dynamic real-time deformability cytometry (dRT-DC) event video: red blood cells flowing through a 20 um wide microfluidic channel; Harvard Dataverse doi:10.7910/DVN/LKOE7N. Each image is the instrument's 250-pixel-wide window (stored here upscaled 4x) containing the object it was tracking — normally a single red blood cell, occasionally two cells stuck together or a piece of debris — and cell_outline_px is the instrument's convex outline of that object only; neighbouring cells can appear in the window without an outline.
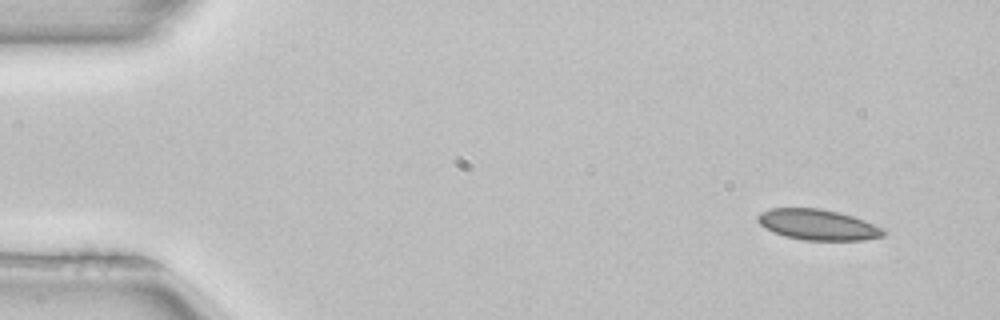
{"species": "common noctule bat (a hibernating species)", "species_latin": "Nyctalus noctula", "temperature_condition": "room temperature", "stored_images_in_passage": 5, "camera_frame_rate_fps": 3000, "um_per_image_px": 0.085, "animal": {"sex": "female", "body_mass_g": 22.7, "forearm_length_mm": 54.2}, "frame": {"image": 1, "passage_image": 1, "time_ms": 0.0, "image_size_px": [1000, 320], "cell_outline_px": [[888, 232], [884, 236], [864, 240], [804, 240], [784, 236], [772, 232], [764, 228], [756, 220], [756, 216], [760, 212], [772, 208], [820, 208], [852, 216], [864, 220], [884, 228]], "centroid_in_image_um": [69.51, 19.1], "position_along_channel_um": 15.5, "area_um2": 22.66}}